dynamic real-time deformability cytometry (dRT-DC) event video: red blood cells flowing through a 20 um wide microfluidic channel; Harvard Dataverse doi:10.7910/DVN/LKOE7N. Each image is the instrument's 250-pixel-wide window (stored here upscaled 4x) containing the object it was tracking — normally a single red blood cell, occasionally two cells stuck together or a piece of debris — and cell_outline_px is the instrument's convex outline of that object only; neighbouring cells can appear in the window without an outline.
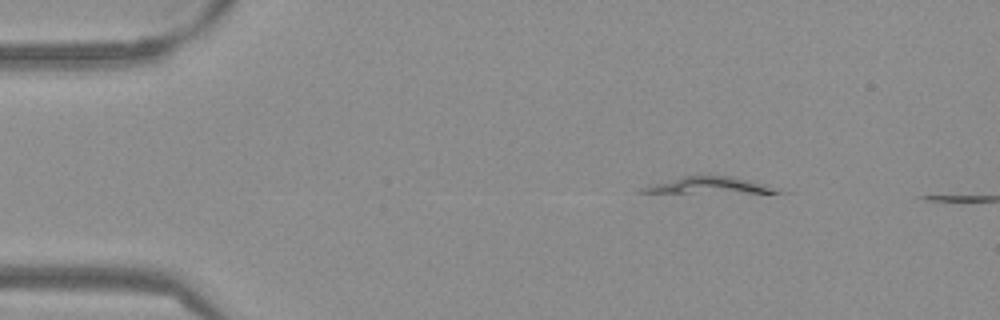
{"species": "Egyptian fruit bat (a non-hibernating species)", "species_latin": "Rousettus aegyptiacus", "temperature_condition": "warm", "stored_images_in_passage": 7, "camera_frame_rate_fps": 3000, "um_per_image_px": 0.085, "frame": {"image": 1, "passage_image": 7, "time_ms": 2.0, "image_size_px": [1000, 320], "cell_outline_px": [[792, 192], [636, 192], [640, 188], [652, 184], [684, 176], [732, 176], [756, 180]], "centroid_in_image_um": [60.43, 15.75], "position_along_channel_um": 24.6, "area_um2": 12.89}}